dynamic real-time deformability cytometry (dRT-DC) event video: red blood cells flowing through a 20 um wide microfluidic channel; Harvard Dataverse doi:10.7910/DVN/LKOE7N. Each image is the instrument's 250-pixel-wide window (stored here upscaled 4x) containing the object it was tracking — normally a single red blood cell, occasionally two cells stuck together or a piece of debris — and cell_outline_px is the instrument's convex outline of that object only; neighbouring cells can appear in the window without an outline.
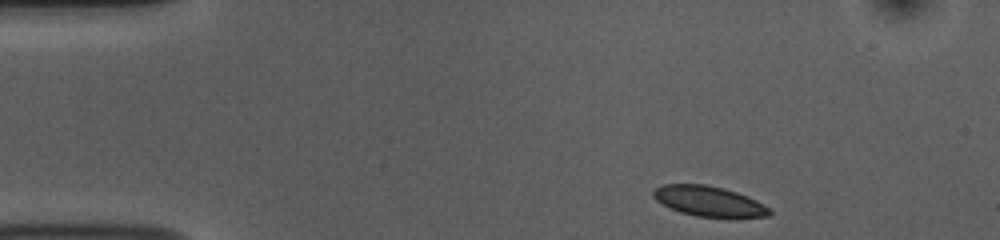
{"species": "common noctule bat (a hibernating species)", "species_latin": "Nyctalus noctula", "temperature_condition": "room temperature", "stored_images_in_passage": 47, "camera_frame_rate_fps": 3000, "um_per_image_px": 0.085, "animal": {"sex": "female", "body_mass_g": 10.0, "forearm_length_mm": 53.1}, "frame": {"image": 1, "passage_image": 1, "time_ms": 0.0, "image_size_px": [1000, 240], "cell_outline_px": [[772, 212], [768, 216], [696, 216], [680, 212], [656, 200], [652, 196], [652, 188], [664, 184], [704, 184], [724, 188], [748, 196], [764, 204]], "centroid_in_image_um": [60.2, 17.07], "position_along_channel_um": 24.8, "area_um2": 20.11}}
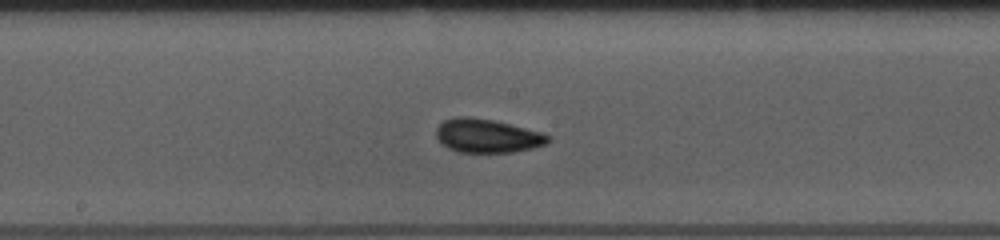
{"frame": {"image": 2, "passage_image": 21, "time_ms": 6.667, "image_size_px": [1000, 240], "cell_outline_px": [[548, 140], [544, 144], [532, 148], [512, 152], [460, 152], [448, 148], [440, 144], [436, 136], [436, 128], [444, 120], [456, 116], [468, 116], [492, 120], [544, 132], [548, 136]], "centroid_in_image_um": [41.36, 11.54], "position_along_channel_um": 206.8, "area_um2": 21.91}}
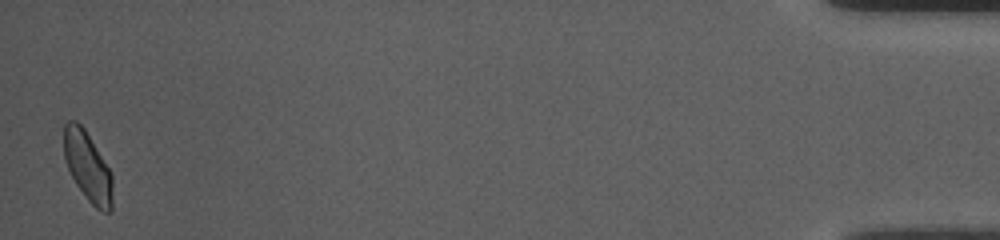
{"frame": {"image": 3, "passage_image": 46, "time_ms": 15.0, "image_size_px": [1000, 240], "cell_outline_px": [[112, 212], [104, 212], [96, 208], [88, 200], [76, 184], [68, 168], [64, 156], [64, 124], [68, 120], [76, 120], [84, 128], [108, 168], [112, 176]], "centroid_in_image_um": [7.44, 14.17], "position_along_channel_um": 427.8, "area_um2": 19.42}, "authors_computed_cell_mechanics": {"area_um2": 20.808, "velocity_mm_per_s": 3.7318, "shape_relaxation_time_tau1_ms": 4.4088, "shape_relaxation_time_tau2_ms": 2.4515, "deformation_change_tau1": 0.0682, "deformation_change_tau2": 0.0646}}